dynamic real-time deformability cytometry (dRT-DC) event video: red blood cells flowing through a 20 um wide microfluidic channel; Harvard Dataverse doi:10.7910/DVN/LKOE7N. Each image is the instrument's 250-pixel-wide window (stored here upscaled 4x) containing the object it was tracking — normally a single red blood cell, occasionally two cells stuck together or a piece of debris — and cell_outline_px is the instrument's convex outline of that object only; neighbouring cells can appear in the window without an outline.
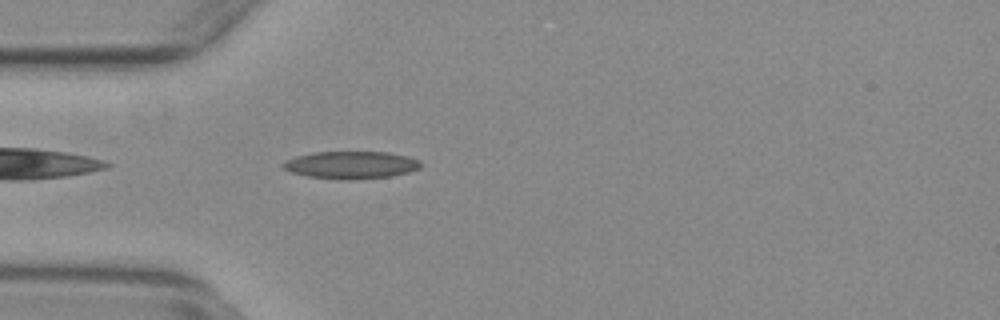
{"species": "common noctule bat (a hibernating species)", "species_latin": "Nyctalus noctula", "temperature_condition": "warm", "stored_images_in_passage": 42, "camera_frame_rate_fps": 3000, "um_per_image_px": 0.085, "animal": {"sex": "female", "body_mass_g": 29.2, "forearm_length_mm": 56.3}, "frame": {"image": 1, "passage_image": 2, "time_ms": 0.333, "image_size_px": [1000, 320], "cell_outline_px": [[424, 164], [420, 168], [408, 172], [388, 176], [348, 180], [340, 180], [308, 176], [292, 172], [284, 168], [280, 164], [284, 160], [296, 156], [312, 152], [388, 152], [408, 156], [420, 160]], "centroid_in_image_um": [29.84, 14.01], "position_along_channel_um": 55.2, "area_um2": 22.14}}
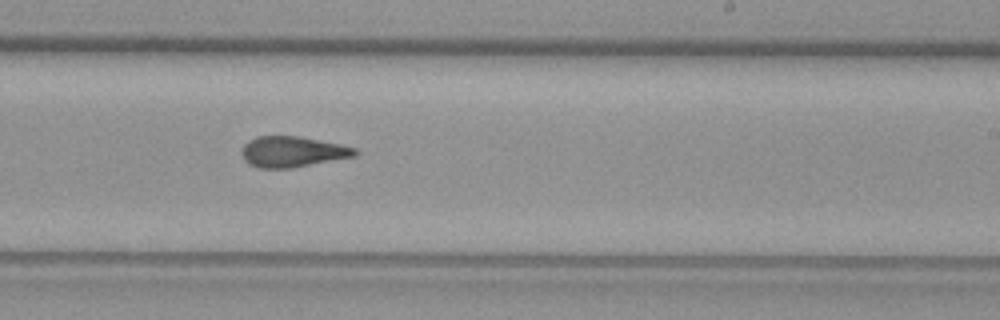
{"frame": {"image": 2, "passage_image": 19, "time_ms": 6.0, "image_size_px": [1000, 320], "cell_outline_px": [[360, 152], [356, 156], [292, 168], [256, 168], [248, 164], [244, 160], [240, 152], [244, 144], [248, 140], [256, 136], [300, 136], [340, 144], [356, 148]], "centroid_in_image_um": [24.84, 12.9], "position_along_channel_um": 264.2, "area_um2": 20.58}}
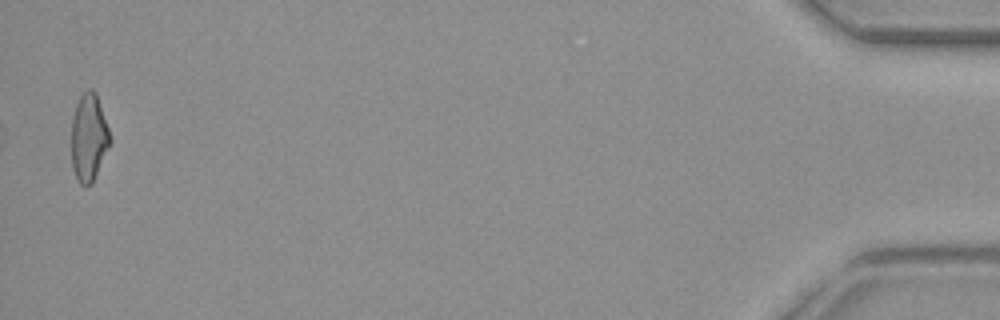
{"frame": {"image": 3, "passage_image": 40, "time_ms": 13.0, "image_size_px": [1000, 320], "cell_outline_px": [[112, 140], [92, 184], [80, 184], [76, 180], [72, 168], [72, 116], [76, 104], [80, 96], [88, 88], [92, 88], [96, 92]], "centroid_in_image_um": [7.54, 11.69], "position_along_channel_um": 427.7, "area_um2": 19.71}, "authors_computed_cell_mechanics": {"area_um2": 20.3167, "velocity_mm_per_s": 3.7781, "shape_relaxation_time_tau1_ms": null, "shape_relaxation_time_tau2_ms": 2.4021, "deformation_change_tau1": null, "deformation_change_tau2": 0.1235}}